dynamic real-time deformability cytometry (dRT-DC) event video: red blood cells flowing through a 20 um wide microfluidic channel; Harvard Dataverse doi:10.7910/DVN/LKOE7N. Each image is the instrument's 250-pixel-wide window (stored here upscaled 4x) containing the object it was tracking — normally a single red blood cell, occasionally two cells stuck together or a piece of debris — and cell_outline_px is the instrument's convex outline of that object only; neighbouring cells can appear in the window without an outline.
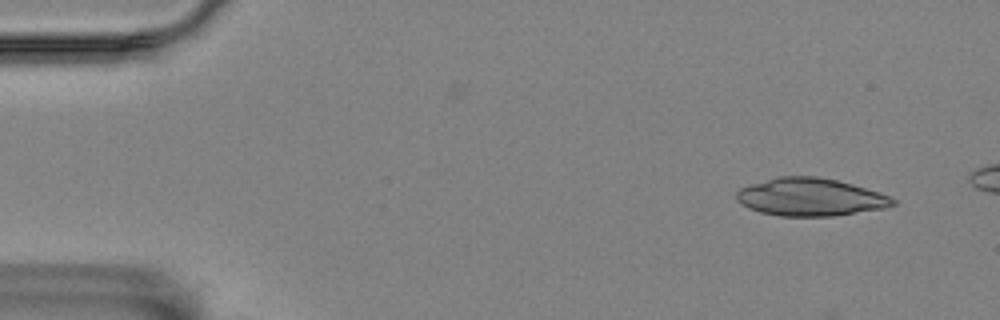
{"species": "Egyptian fruit bat (a non-hibernating species)", "species_latin": "Rousettus aegyptiacus", "temperature_condition": "room temperature", "stored_images_in_passage": 3, "camera_frame_rate_fps": 3000, "um_per_image_px": 0.085, "animal": {"sex": "female"}, "frame": {"image": 1, "passage_image": 1, "time_ms": 0.0, "image_size_px": [1000, 320], "cell_outline_px": [[896, 204], [884, 208], [832, 216], [780, 216], [760, 212], [748, 208], [736, 200], [736, 192], [740, 188], [752, 184], [780, 176], [816, 176], [836, 180], [852, 184], [888, 196], [896, 200]], "centroid_in_image_um": [68.85, 16.76], "position_along_channel_um": 16.2, "area_um2": 34.04}}